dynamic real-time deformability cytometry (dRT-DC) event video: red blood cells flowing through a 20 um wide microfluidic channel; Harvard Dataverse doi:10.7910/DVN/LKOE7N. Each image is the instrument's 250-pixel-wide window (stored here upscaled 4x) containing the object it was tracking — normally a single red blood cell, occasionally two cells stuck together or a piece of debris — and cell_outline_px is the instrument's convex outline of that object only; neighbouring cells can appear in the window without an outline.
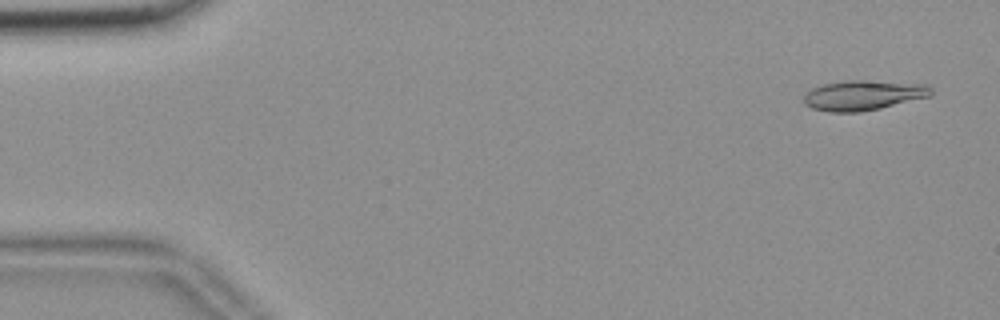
{"species": "common noctule bat (a hibernating species)", "species_latin": "Nyctalus noctula", "temperature_condition": "room temperature", "stored_images_in_passage": 56, "camera_frame_rate_fps": 3000, "um_per_image_px": 0.085, "animal": {"sex": "female", "body_mass_g": 18.4}, "frame": {"image": 1, "passage_image": 3, "time_ms": 0.667, "image_size_px": [1000, 320], "cell_outline_px": [[932, 96], [880, 108], [860, 112], [828, 112], [812, 108], [804, 104], [804, 96], [812, 88], [824, 84], [848, 80], [864, 80], [928, 84], [932, 88]], "centroid_in_image_um": [73.41, 8.1], "position_along_channel_um": 11.6, "area_um2": 22.31}}
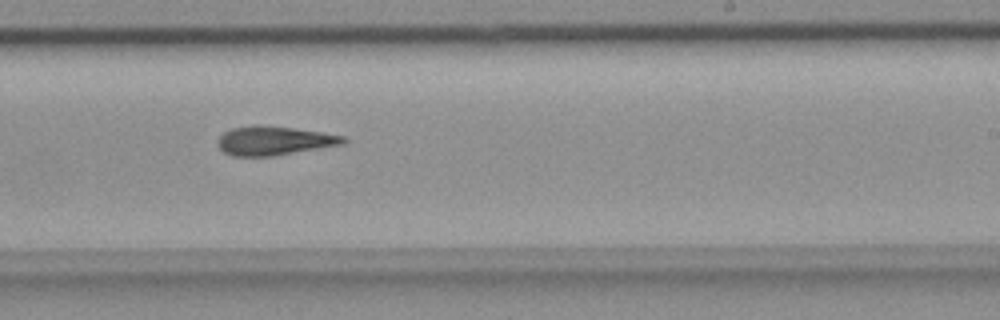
{"frame": {"image": 2, "passage_image": 34, "time_ms": 11.0, "image_size_px": [1000, 320], "cell_outline_px": [[348, 140], [344, 144], [272, 156], [232, 156], [224, 152], [216, 144], [216, 140], [224, 132], [232, 128], [252, 124], [264, 124], [320, 132], [344, 136]], "centroid_in_image_um": [23.25, 11.95], "position_along_channel_um": 265.7, "area_um2": 21.33}}
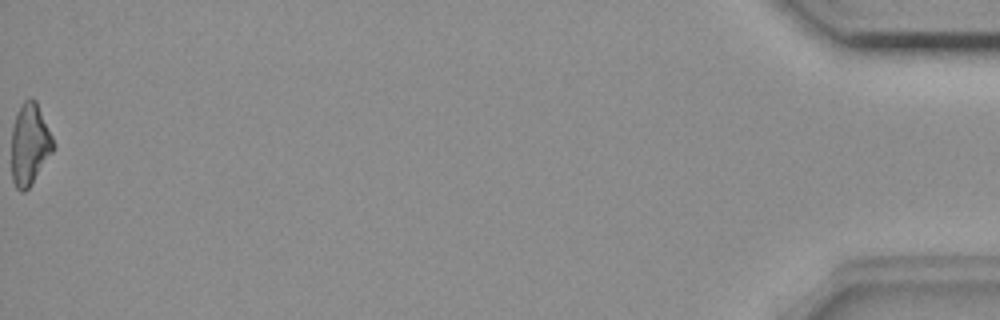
{"frame": {"image": 3, "passage_image": 56, "time_ms": 18.333, "image_size_px": [1000, 320], "cell_outline_px": [[56, 148], [28, 188], [24, 192], [20, 192], [16, 188], [12, 180], [12, 128], [16, 112], [24, 100], [28, 96], [32, 96], [36, 100], [56, 144]], "centroid_in_image_um": [2.53, 12.23], "position_along_channel_um": 432.7, "area_um2": 20.17}, "authors_computed_cell_mechanics": {"area_um2": 21.2126, "velocity_mm_per_s": 3.663, "shape_relaxation_time_tau1_ms": 8.8991, "shape_relaxation_time_tau2_ms": 9.0026, "deformation_change_tau1": 0.2066, "deformation_change_tau2": 0.2413}}